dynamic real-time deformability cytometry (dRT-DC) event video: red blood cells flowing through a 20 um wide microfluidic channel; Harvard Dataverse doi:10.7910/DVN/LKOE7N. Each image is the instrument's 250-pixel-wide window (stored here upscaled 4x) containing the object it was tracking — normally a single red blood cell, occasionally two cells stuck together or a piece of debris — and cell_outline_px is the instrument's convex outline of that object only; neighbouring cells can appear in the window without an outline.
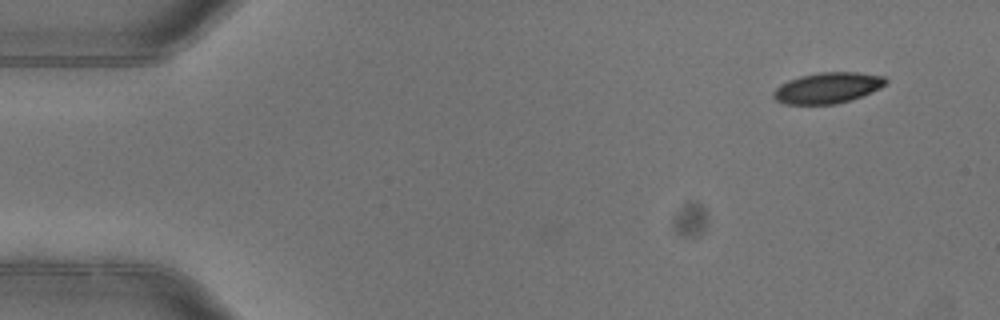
{"species": "common noctule bat (a hibernating species)", "species_latin": "Nyctalus noctula", "temperature_condition": "warm", "stored_images_in_passage": 4, "camera_frame_rate_fps": 3000, "um_per_image_px": 0.085, "animal": {"sex": "female"}, "frame": {"image": 1, "passage_image": 1, "time_ms": 0.0, "image_size_px": [1000, 320], "cell_outline_px": [[888, 84], [872, 92], [836, 104], [784, 104], [776, 100], [772, 96], [772, 92], [780, 84], [788, 80], [800, 76], [820, 72], [856, 72], [884, 76], [888, 80]], "centroid_in_image_um": [70.34, 7.46], "position_along_channel_um": 14.7, "area_um2": 20.23}}
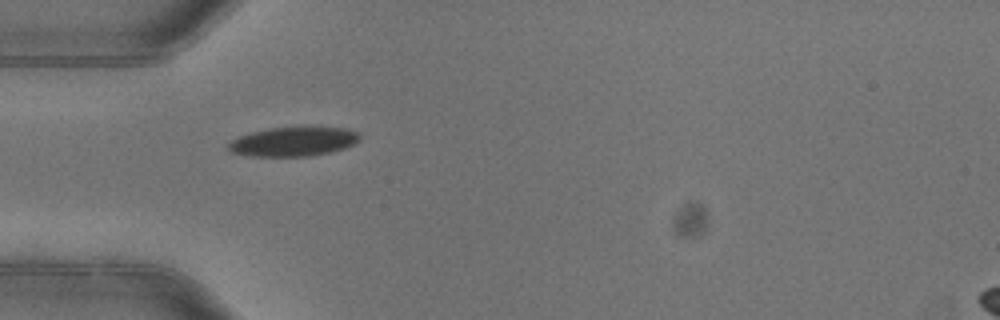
{"frame": {"image": 2, "passage_image": 4, "time_ms": 1.0, "image_size_px": [1000, 320], "cell_outline_px": [[360, 140], [344, 148], [312, 156], [252, 156], [232, 152], [228, 148], [228, 144], [232, 140], [240, 136], [252, 132], [268, 128], [304, 124], [348, 128], [360, 132]], "centroid_in_image_um": [25.01, 11.98], "position_along_channel_um": 60.0, "area_um2": 23.18}}